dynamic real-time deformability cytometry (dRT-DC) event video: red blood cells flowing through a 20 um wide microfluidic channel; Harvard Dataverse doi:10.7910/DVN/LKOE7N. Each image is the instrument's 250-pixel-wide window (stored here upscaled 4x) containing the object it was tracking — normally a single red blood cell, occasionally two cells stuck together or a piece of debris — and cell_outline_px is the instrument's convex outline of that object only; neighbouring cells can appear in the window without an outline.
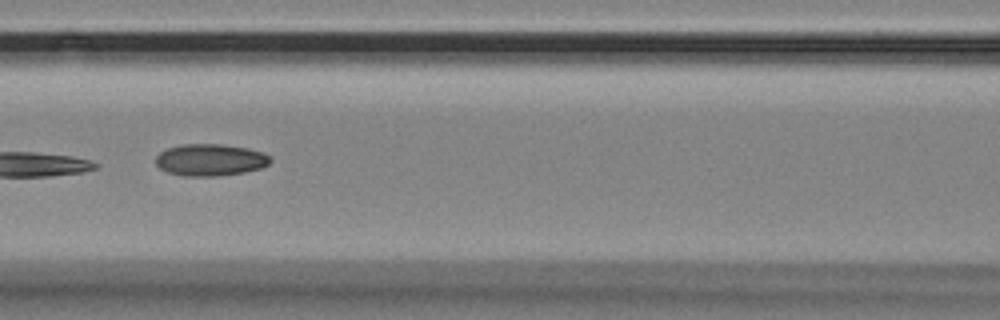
{"species": "Egyptian fruit bat (a non-hibernating species)", "species_latin": "Rousettus aegyptiacus", "temperature_condition": "room temperature", "stored_images_in_passage": 4, "camera_frame_rate_fps": 3000, "um_per_image_px": 0.085, "animal": {"sex": "female"}, "frame": {"image": 1, "passage_image": 3, "time_ms": 0.667, "image_size_px": [1000, 320], "cell_outline_px": [[272, 160], [268, 164], [260, 168], [244, 172], [216, 176], [184, 176], [168, 172], [160, 168], [156, 164], [156, 156], [160, 152], [168, 148], [184, 144], [220, 144], [248, 148], [264, 152], [272, 156]], "centroid_in_image_um": [17.9, 13.59], "position_along_channel_um": 148.7, "area_um2": 21.33}}
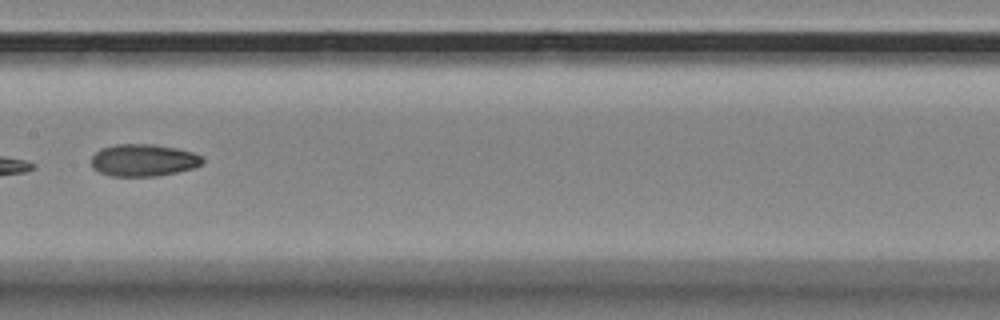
{"frame": {"image": 2, "passage_image": 4, "time_ms": 1.0, "image_size_px": [1000, 320], "cell_outline_px": [[204, 164], [192, 168], [176, 172], [156, 176], [112, 176], [100, 172], [92, 168], [92, 156], [100, 148], [116, 144], [152, 144], [176, 148], [192, 152], [200, 156], [204, 160]], "centroid_in_image_um": [12.18, 13.61], "position_along_channel_um": 195.2, "area_um2": 20.81}}